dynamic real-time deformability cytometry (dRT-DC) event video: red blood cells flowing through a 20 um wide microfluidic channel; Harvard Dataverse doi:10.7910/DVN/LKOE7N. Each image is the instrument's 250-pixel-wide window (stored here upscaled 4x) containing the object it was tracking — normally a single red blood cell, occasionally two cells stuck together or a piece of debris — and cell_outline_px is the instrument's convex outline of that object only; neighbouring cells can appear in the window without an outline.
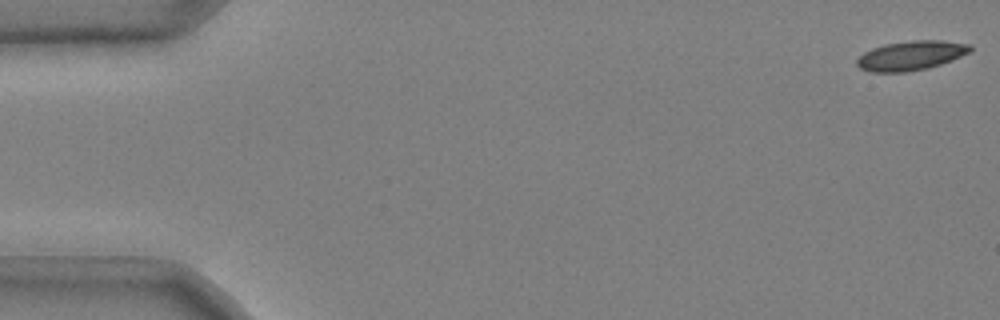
{"species": "common noctule bat (a hibernating species)", "species_latin": "Nyctalus noctula", "temperature_condition": "cold", "stored_images_in_passage": 48, "camera_frame_rate_fps": 3000, "um_per_image_px": 0.085, "animal": {"sex": "male", "body_mass_g": 20.4}, "frame": {"image": 1, "passage_image": 1, "time_ms": 0.0, "image_size_px": [1000, 320], "cell_outline_px": [[972, 48], [968, 52], [952, 60], [928, 68], [904, 72], [872, 72], [860, 68], [856, 64], [856, 60], [864, 52], [872, 48], [884, 44], [912, 40], [940, 40], [972, 44]], "centroid_in_image_um": [77.42, 4.71], "position_along_channel_um": 7.6, "area_um2": 19.36}}
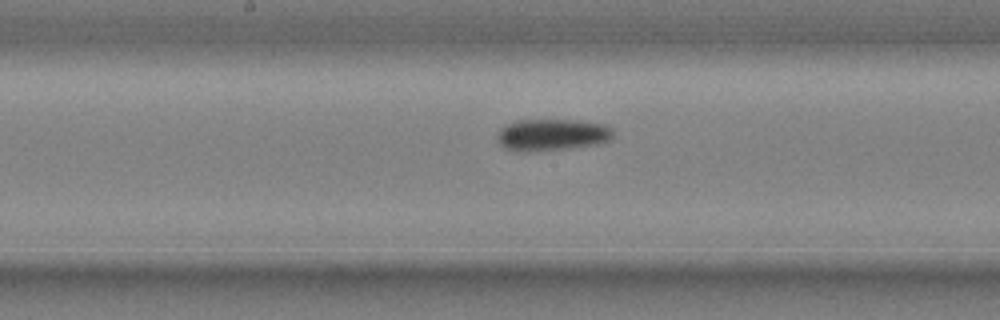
{"frame": {"image": 2, "passage_image": 28, "time_ms": 9.0, "image_size_px": [1000, 320], "cell_outline_px": [[612, 140], [596, 144], [568, 148], [532, 152], [520, 152], [504, 148], [496, 140], [496, 136], [500, 128], [504, 124], [516, 120], [580, 120], [608, 124], [612, 128]], "centroid_in_image_um": [46.89, 11.45], "position_along_channel_um": 201.3, "area_um2": 21.96}}
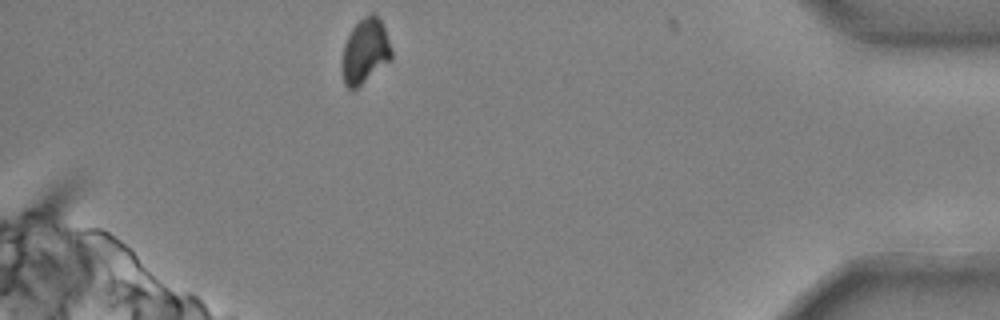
{"frame": {"image": 3, "passage_image": 48, "time_ms": 15.667, "image_size_px": [1000, 320], "cell_outline_px": [[392, 60], [356, 88], [348, 88], [344, 84], [344, 44], [352, 28], [364, 16], [372, 12], [376, 12], [384, 28], [392, 48]], "centroid_in_image_um": [31.09, 4.31], "position_along_channel_um": 404.1, "area_um2": 18.32}, "authors_computed_cell_mechanics": {"area_um2": 20.4034, "velocity_mm_per_s": 3.675, "shape_relaxation_time_tau1_ms": 4.7381, "shape_relaxation_time_tau2_ms": null, "deformation_change_tau1": 0.0959, "deformation_change_tau2": null}}